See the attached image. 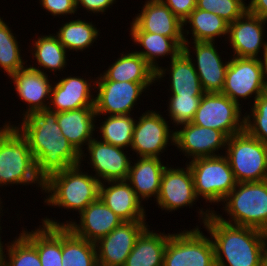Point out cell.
Returning <instances> with one entry per match:
<instances>
[{"label":"cell","mask_w":267,"mask_h":266,"mask_svg":"<svg viewBox=\"0 0 267 266\" xmlns=\"http://www.w3.org/2000/svg\"><path fill=\"white\" fill-rule=\"evenodd\" d=\"M16 37L8 23L0 16V67L8 77L27 64V60H23L24 57L21 55L23 50L20 49L21 45Z\"/></svg>","instance_id":"37"},{"label":"cell","mask_w":267,"mask_h":266,"mask_svg":"<svg viewBox=\"0 0 267 266\" xmlns=\"http://www.w3.org/2000/svg\"><path fill=\"white\" fill-rule=\"evenodd\" d=\"M62 266H98L94 242L76 236L62 226Z\"/></svg>","instance_id":"33"},{"label":"cell","mask_w":267,"mask_h":266,"mask_svg":"<svg viewBox=\"0 0 267 266\" xmlns=\"http://www.w3.org/2000/svg\"><path fill=\"white\" fill-rule=\"evenodd\" d=\"M141 12L130 22L129 32L157 33L170 38L183 37V22L161 0H146Z\"/></svg>","instance_id":"22"},{"label":"cell","mask_w":267,"mask_h":266,"mask_svg":"<svg viewBox=\"0 0 267 266\" xmlns=\"http://www.w3.org/2000/svg\"><path fill=\"white\" fill-rule=\"evenodd\" d=\"M59 42L64 48L69 51H82L90 46H93L94 42L99 36V29L92 21L75 19L72 21L61 24V27L55 33Z\"/></svg>","instance_id":"34"},{"label":"cell","mask_w":267,"mask_h":266,"mask_svg":"<svg viewBox=\"0 0 267 266\" xmlns=\"http://www.w3.org/2000/svg\"><path fill=\"white\" fill-rule=\"evenodd\" d=\"M86 149L88 153L85 151L81 153V163L89 155V167L94 169L92 170L95 171L94 176L100 183L127 179L132 162L129 160L131 158L128 156V151H124L127 149L102 142L96 137L87 144Z\"/></svg>","instance_id":"14"},{"label":"cell","mask_w":267,"mask_h":266,"mask_svg":"<svg viewBox=\"0 0 267 266\" xmlns=\"http://www.w3.org/2000/svg\"><path fill=\"white\" fill-rule=\"evenodd\" d=\"M189 47V44H184L183 50L170 61L169 68L160 66L156 71V82L169 75L170 89L167 90L171 91V95L203 96L204 94L192 62L194 56Z\"/></svg>","instance_id":"23"},{"label":"cell","mask_w":267,"mask_h":266,"mask_svg":"<svg viewBox=\"0 0 267 266\" xmlns=\"http://www.w3.org/2000/svg\"><path fill=\"white\" fill-rule=\"evenodd\" d=\"M190 42L191 41H185L184 44H193V52L196 59L192 62L199 76L204 93H221L225 83L229 60H225L224 63L221 58L222 56L218 53L215 42Z\"/></svg>","instance_id":"21"},{"label":"cell","mask_w":267,"mask_h":266,"mask_svg":"<svg viewBox=\"0 0 267 266\" xmlns=\"http://www.w3.org/2000/svg\"><path fill=\"white\" fill-rule=\"evenodd\" d=\"M185 165V168H173L167 163L161 177L160 192L158 198L155 199L161 211L173 212L185 206L192 208L196 200H200L195 193L190 168L187 163Z\"/></svg>","instance_id":"18"},{"label":"cell","mask_w":267,"mask_h":266,"mask_svg":"<svg viewBox=\"0 0 267 266\" xmlns=\"http://www.w3.org/2000/svg\"><path fill=\"white\" fill-rule=\"evenodd\" d=\"M182 22L196 8L197 0H161Z\"/></svg>","instance_id":"42"},{"label":"cell","mask_w":267,"mask_h":266,"mask_svg":"<svg viewBox=\"0 0 267 266\" xmlns=\"http://www.w3.org/2000/svg\"><path fill=\"white\" fill-rule=\"evenodd\" d=\"M133 115H107L98 128L101 137L97 138L102 142L112 144L128 150L131 148L132 136L136 119ZM102 138V139H101Z\"/></svg>","instance_id":"35"},{"label":"cell","mask_w":267,"mask_h":266,"mask_svg":"<svg viewBox=\"0 0 267 266\" xmlns=\"http://www.w3.org/2000/svg\"><path fill=\"white\" fill-rule=\"evenodd\" d=\"M244 130L267 145V92L253 101L248 114L245 112Z\"/></svg>","instance_id":"38"},{"label":"cell","mask_w":267,"mask_h":266,"mask_svg":"<svg viewBox=\"0 0 267 266\" xmlns=\"http://www.w3.org/2000/svg\"><path fill=\"white\" fill-rule=\"evenodd\" d=\"M202 96L170 95L168 100V116L175 126L191 123L198 109Z\"/></svg>","instance_id":"39"},{"label":"cell","mask_w":267,"mask_h":266,"mask_svg":"<svg viewBox=\"0 0 267 266\" xmlns=\"http://www.w3.org/2000/svg\"><path fill=\"white\" fill-rule=\"evenodd\" d=\"M221 204L229 218L226 220L217 211L213 212L222 221L267 233V179L237 183Z\"/></svg>","instance_id":"5"},{"label":"cell","mask_w":267,"mask_h":266,"mask_svg":"<svg viewBox=\"0 0 267 266\" xmlns=\"http://www.w3.org/2000/svg\"><path fill=\"white\" fill-rule=\"evenodd\" d=\"M130 39L135 45L142 46L143 49L135 51L155 70L160 67L159 58L169 57L170 61L175 58L182 50L184 38H170L157 33L130 32Z\"/></svg>","instance_id":"28"},{"label":"cell","mask_w":267,"mask_h":266,"mask_svg":"<svg viewBox=\"0 0 267 266\" xmlns=\"http://www.w3.org/2000/svg\"><path fill=\"white\" fill-rule=\"evenodd\" d=\"M13 126L28 141L38 176L45 182L68 167L81 164V155L61 133L57 112L49 109L31 113Z\"/></svg>","instance_id":"1"},{"label":"cell","mask_w":267,"mask_h":266,"mask_svg":"<svg viewBox=\"0 0 267 266\" xmlns=\"http://www.w3.org/2000/svg\"><path fill=\"white\" fill-rule=\"evenodd\" d=\"M136 120L131 149L138 157L160 158L166 148L174 145V131L160 111L147 110ZM170 140V141H169Z\"/></svg>","instance_id":"12"},{"label":"cell","mask_w":267,"mask_h":266,"mask_svg":"<svg viewBox=\"0 0 267 266\" xmlns=\"http://www.w3.org/2000/svg\"><path fill=\"white\" fill-rule=\"evenodd\" d=\"M198 225L172 233L166 244L163 266H216L212 238Z\"/></svg>","instance_id":"8"},{"label":"cell","mask_w":267,"mask_h":266,"mask_svg":"<svg viewBox=\"0 0 267 266\" xmlns=\"http://www.w3.org/2000/svg\"><path fill=\"white\" fill-rule=\"evenodd\" d=\"M36 40V41H35ZM33 39L31 55L35 58L37 64L29 65L31 68L46 73L45 70L53 72L54 76L57 71L66 69L67 63V50L59 42L57 36L53 33L48 35H37V39ZM38 65V67L36 66ZM45 71V72H44Z\"/></svg>","instance_id":"31"},{"label":"cell","mask_w":267,"mask_h":266,"mask_svg":"<svg viewBox=\"0 0 267 266\" xmlns=\"http://www.w3.org/2000/svg\"><path fill=\"white\" fill-rule=\"evenodd\" d=\"M27 230L23 228L21 234L37 249L41 265L62 266V226L42 224Z\"/></svg>","instance_id":"30"},{"label":"cell","mask_w":267,"mask_h":266,"mask_svg":"<svg viewBox=\"0 0 267 266\" xmlns=\"http://www.w3.org/2000/svg\"><path fill=\"white\" fill-rule=\"evenodd\" d=\"M131 162L126 181L134 189L136 196L143 202L151 197L158 198L161 177L167 167L161 158L137 157ZM134 164V165H133Z\"/></svg>","instance_id":"25"},{"label":"cell","mask_w":267,"mask_h":266,"mask_svg":"<svg viewBox=\"0 0 267 266\" xmlns=\"http://www.w3.org/2000/svg\"><path fill=\"white\" fill-rule=\"evenodd\" d=\"M247 10L260 18L267 19V0H250Z\"/></svg>","instance_id":"44"},{"label":"cell","mask_w":267,"mask_h":266,"mask_svg":"<svg viewBox=\"0 0 267 266\" xmlns=\"http://www.w3.org/2000/svg\"><path fill=\"white\" fill-rule=\"evenodd\" d=\"M95 120L97 119L94 107L57 112V123L61 133L80 155L85 151L83 145L87 146L95 137Z\"/></svg>","instance_id":"26"},{"label":"cell","mask_w":267,"mask_h":266,"mask_svg":"<svg viewBox=\"0 0 267 266\" xmlns=\"http://www.w3.org/2000/svg\"><path fill=\"white\" fill-rule=\"evenodd\" d=\"M241 108L222 93H204L191 123L221 131L229 138L244 130Z\"/></svg>","instance_id":"9"},{"label":"cell","mask_w":267,"mask_h":266,"mask_svg":"<svg viewBox=\"0 0 267 266\" xmlns=\"http://www.w3.org/2000/svg\"><path fill=\"white\" fill-rule=\"evenodd\" d=\"M224 155L237 183L267 179V145L245 130L227 139Z\"/></svg>","instance_id":"7"},{"label":"cell","mask_w":267,"mask_h":266,"mask_svg":"<svg viewBox=\"0 0 267 266\" xmlns=\"http://www.w3.org/2000/svg\"><path fill=\"white\" fill-rule=\"evenodd\" d=\"M198 198L219 205L236 187L233 171L225 155L200 157L187 162Z\"/></svg>","instance_id":"6"},{"label":"cell","mask_w":267,"mask_h":266,"mask_svg":"<svg viewBox=\"0 0 267 266\" xmlns=\"http://www.w3.org/2000/svg\"><path fill=\"white\" fill-rule=\"evenodd\" d=\"M170 233L156 232L148 226L137 238L124 266H163Z\"/></svg>","instance_id":"29"},{"label":"cell","mask_w":267,"mask_h":266,"mask_svg":"<svg viewBox=\"0 0 267 266\" xmlns=\"http://www.w3.org/2000/svg\"><path fill=\"white\" fill-rule=\"evenodd\" d=\"M115 3H117L116 0H77V9L82 7L87 12L97 15L98 13L103 14Z\"/></svg>","instance_id":"43"},{"label":"cell","mask_w":267,"mask_h":266,"mask_svg":"<svg viewBox=\"0 0 267 266\" xmlns=\"http://www.w3.org/2000/svg\"><path fill=\"white\" fill-rule=\"evenodd\" d=\"M221 93L240 106V98L255 101L266 93L261 60L231 56Z\"/></svg>","instance_id":"11"},{"label":"cell","mask_w":267,"mask_h":266,"mask_svg":"<svg viewBox=\"0 0 267 266\" xmlns=\"http://www.w3.org/2000/svg\"><path fill=\"white\" fill-rule=\"evenodd\" d=\"M9 78L14 83V89L19 99L28 105L27 109L23 110L22 118L31 113L48 109L53 81L50 80L47 73L33 69L27 64Z\"/></svg>","instance_id":"20"},{"label":"cell","mask_w":267,"mask_h":266,"mask_svg":"<svg viewBox=\"0 0 267 266\" xmlns=\"http://www.w3.org/2000/svg\"><path fill=\"white\" fill-rule=\"evenodd\" d=\"M1 233H2V231L0 230V234H1ZM1 240H2V239H1V235H0V244H1Z\"/></svg>","instance_id":"48"},{"label":"cell","mask_w":267,"mask_h":266,"mask_svg":"<svg viewBox=\"0 0 267 266\" xmlns=\"http://www.w3.org/2000/svg\"><path fill=\"white\" fill-rule=\"evenodd\" d=\"M0 244V266H42L37 249L21 234ZM6 247V248H4ZM6 250V254H5Z\"/></svg>","instance_id":"36"},{"label":"cell","mask_w":267,"mask_h":266,"mask_svg":"<svg viewBox=\"0 0 267 266\" xmlns=\"http://www.w3.org/2000/svg\"><path fill=\"white\" fill-rule=\"evenodd\" d=\"M263 68V79L265 84V90L267 92V52L260 58Z\"/></svg>","instance_id":"45"},{"label":"cell","mask_w":267,"mask_h":266,"mask_svg":"<svg viewBox=\"0 0 267 266\" xmlns=\"http://www.w3.org/2000/svg\"><path fill=\"white\" fill-rule=\"evenodd\" d=\"M154 83L96 80L94 110L100 115H131L143 92Z\"/></svg>","instance_id":"10"},{"label":"cell","mask_w":267,"mask_h":266,"mask_svg":"<svg viewBox=\"0 0 267 266\" xmlns=\"http://www.w3.org/2000/svg\"><path fill=\"white\" fill-rule=\"evenodd\" d=\"M99 197L124 222L147 220L143 202L126 180L100 183Z\"/></svg>","instance_id":"24"},{"label":"cell","mask_w":267,"mask_h":266,"mask_svg":"<svg viewBox=\"0 0 267 266\" xmlns=\"http://www.w3.org/2000/svg\"><path fill=\"white\" fill-rule=\"evenodd\" d=\"M39 4L54 17L74 15L78 11L75 0H39Z\"/></svg>","instance_id":"41"},{"label":"cell","mask_w":267,"mask_h":266,"mask_svg":"<svg viewBox=\"0 0 267 266\" xmlns=\"http://www.w3.org/2000/svg\"><path fill=\"white\" fill-rule=\"evenodd\" d=\"M119 56L96 80L156 83V71L141 55L133 50L122 51Z\"/></svg>","instance_id":"27"},{"label":"cell","mask_w":267,"mask_h":266,"mask_svg":"<svg viewBox=\"0 0 267 266\" xmlns=\"http://www.w3.org/2000/svg\"><path fill=\"white\" fill-rule=\"evenodd\" d=\"M0 127V187L34 185L43 193L44 182L38 176L36 161L28 141L7 121Z\"/></svg>","instance_id":"3"},{"label":"cell","mask_w":267,"mask_h":266,"mask_svg":"<svg viewBox=\"0 0 267 266\" xmlns=\"http://www.w3.org/2000/svg\"><path fill=\"white\" fill-rule=\"evenodd\" d=\"M262 266H267V256L264 258Z\"/></svg>","instance_id":"47"},{"label":"cell","mask_w":267,"mask_h":266,"mask_svg":"<svg viewBox=\"0 0 267 266\" xmlns=\"http://www.w3.org/2000/svg\"><path fill=\"white\" fill-rule=\"evenodd\" d=\"M2 198H0V216L3 214V208H4V206H3V201L1 200ZM2 205V206H1ZM2 211V212H1ZM2 213V214H1ZM1 218V217H0ZM0 222H1V219H0ZM1 228H3L2 226H1V223H0V230H2Z\"/></svg>","instance_id":"46"},{"label":"cell","mask_w":267,"mask_h":266,"mask_svg":"<svg viewBox=\"0 0 267 266\" xmlns=\"http://www.w3.org/2000/svg\"><path fill=\"white\" fill-rule=\"evenodd\" d=\"M266 22L267 19L247 10L240 18L228 24L227 40L233 49L231 56L260 59L261 53L263 57L267 52V42L264 40Z\"/></svg>","instance_id":"15"},{"label":"cell","mask_w":267,"mask_h":266,"mask_svg":"<svg viewBox=\"0 0 267 266\" xmlns=\"http://www.w3.org/2000/svg\"><path fill=\"white\" fill-rule=\"evenodd\" d=\"M76 220L58 222L52 218H43L42 224L48 226H66L76 236L96 243L100 238L112 232L117 226L124 222L98 197L90 203L78 216Z\"/></svg>","instance_id":"13"},{"label":"cell","mask_w":267,"mask_h":266,"mask_svg":"<svg viewBox=\"0 0 267 266\" xmlns=\"http://www.w3.org/2000/svg\"><path fill=\"white\" fill-rule=\"evenodd\" d=\"M210 209L199 208L198 217L212 238L216 266H262L267 256V233L226 223Z\"/></svg>","instance_id":"2"},{"label":"cell","mask_w":267,"mask_h":266,"mask_svg":"<svg viewBox=\"0 0 267 266\" xmlns=\"http://www.w3.org/2000/svg\"><path fill=\"white\" fill-rule=\"evenodd\" d=\"M83 164L68 167L63 172L50 176L44 182V203L50 207L73 210L79 214L99 197V180ZM82 170V171H81ZM84 171V172H83Z\"/></svg>","instance_id":"4"},{"label":"cell","mask_w":267,"mask_h":266,"mask_svg":"<svg viewBox=\"0 0 267 266\" xmlns=\"http://www.w3.org/2000/svg\"><path fill=\"white\" fill-rule=\"evenodd\" d=\"M84 76H65L53 82L48 109L66 112L84 107H94L96 77L94 80ZM90 81V82H89ZM93 89V91H92Z\"/></svg>","instance_id":"19"},{"label":"cell","mask_w":267,"mask_h":266,"mask_svg":"<svg viewBox=\"0 0 267 266\" xmlns=\"http://www.w3.org/2000/svg\"><path fill=\"white\" fill-rule=\"evenodd\" d=\"M179 126L180 130H174V147H177L179 152L182 151L189 160L224 155L221 151L218 152L226 150L228 137L223 132L193 123Z\"/></svg>","instance_id":"16"},{"label":"cell","mask_w":267,"mask_h":266,"mask_svg":"<svg viewBox=\"0 0 267 266\" xmlns=\"http://www.w3.org/2000/svg\"><path fill=\"white\" fill-rule=\"evenodd\" d=\"M246 0H197L196 8L215 13L228 24L233 23L247 11Z\"/></svg>","instance_id":"40"},{"label":"cell","mask_w":267,"mask_h":266,"mask_svg":"<svg viewBox=\"0 0 267 266\" xmlns=\"http://www.w3.org/2000/svg\"><path fill=\"white\" fill-rule=\"evenodd\" d=\"M148 226L146 221L122 222L100 238L95 243L98 266H124L137 238Z\"/></svg>","instance_id":"17"},{"label":"cell","mask_w":267,"mask_h":266,"mask_svg":"<svg viewBox=\"0 0 267 266\" xmlns=\"http://www.w3.org/2000/svg\"><path fill=\"white\" fill-rule=\"evenodd\" d=\"M187 24L191 30L183 29L184 41L189 40L188 34H192L193 41L216 42L215 39L222 36L227 41L228 23L215 13L195 8L183 21L185 27Z\"/></svg>","instance_id":"32"}]
</instances>
